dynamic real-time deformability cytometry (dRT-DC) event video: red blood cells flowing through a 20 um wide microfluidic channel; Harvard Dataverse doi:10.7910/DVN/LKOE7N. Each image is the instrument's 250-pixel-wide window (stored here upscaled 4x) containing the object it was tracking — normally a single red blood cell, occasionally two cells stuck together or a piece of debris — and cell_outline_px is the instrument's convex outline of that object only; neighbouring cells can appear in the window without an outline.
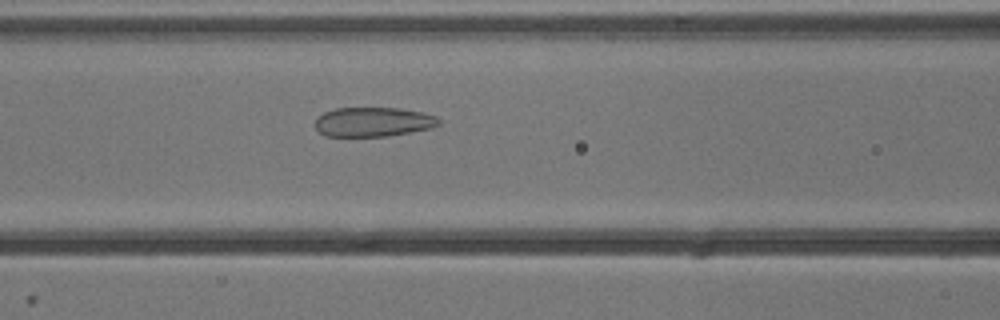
{"species": "common noctule bat (a hibernating species)", "species_latin": "Nyctalus noctula", "temperature_condition": "cold", "stored_images_in_passage": 42, "camera_frame_rate_fps": 3000, "um_per_image_px": 0.085, "animal": {"sex": "male", "body_mass_g": 13.3}, "frame": {"image": 1, "passage_image": 11, "time_ms": 3.333, "image_size_px": [1000, 320], "cell_outline_px": [[440, 124], [432, 128], [388, 136], [324, 136], [316, 128], [316, 116], [324, 112], [336, 108], [400, 108], [420, 112], [436, 116], [440, 120]], "centroid_in_image_um": [31.71, 10.36], "position_along_channel_um": 134.9, "area_um2": 21.21}}
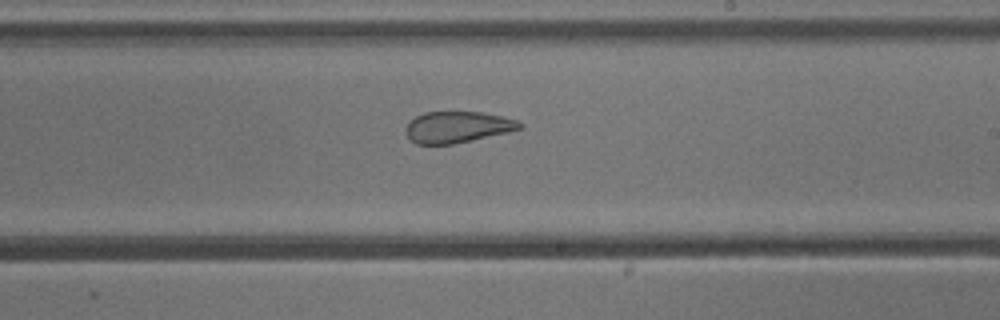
{"frame": {"image": 2, "passage_image": 20, "time_ms": 6.333, "image_size_px": [1000, 320], "cell_outline_px": [[524, 128], [508, 132], [472, 140], [452, 144], [416, 144], [408, 136], [404, 128], [416, 116], [424, 112], [480, 112], [504, 116], [520, 120], [524, 124]], "centroid_in_image_um": [38.94, 10.79], "position_along_channel_um": 250.1, "area_um2": 20.87}}
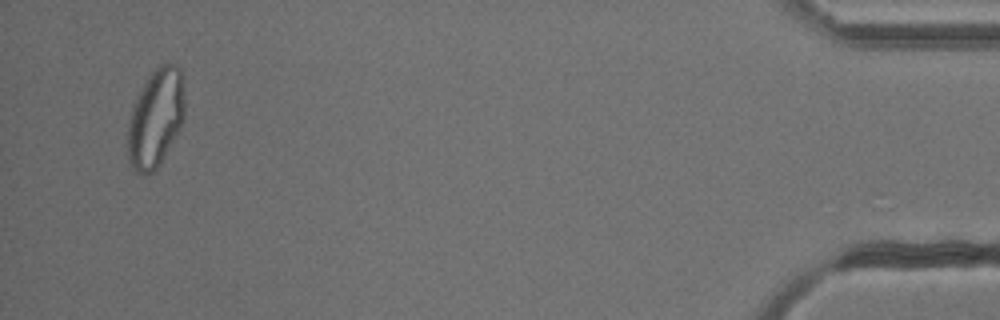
{"frame": {"image": 3, "passage_image": 40, "time_ms": 13.0, "image_size_px": [1000, 320], "cell_outline_px": [[184, 120], [180, 128], [156, 168], [152, 172], [144, 176], [140, 176], [132, 168], [128, 160], [128, 128], [132, 108], [148, 76], [160, 64], [176, 64], [180, 68], [184, 96]], "centroid_in_image_um": [13.23, 10.06], "position_along_channel_um": 422.0, "area_um2": 32.19}, "authors_computed_cell_mechanics": {"area_um2": 24.7673, "velocity_mm_per_s": 3.8454, "shape_relaxation_time_tau1_ms": null, "shape_relaxation_time_tau2_ms": 1.3827, "deformation_change_tau1": null, "deformation_change_tau2": 0.0698}}